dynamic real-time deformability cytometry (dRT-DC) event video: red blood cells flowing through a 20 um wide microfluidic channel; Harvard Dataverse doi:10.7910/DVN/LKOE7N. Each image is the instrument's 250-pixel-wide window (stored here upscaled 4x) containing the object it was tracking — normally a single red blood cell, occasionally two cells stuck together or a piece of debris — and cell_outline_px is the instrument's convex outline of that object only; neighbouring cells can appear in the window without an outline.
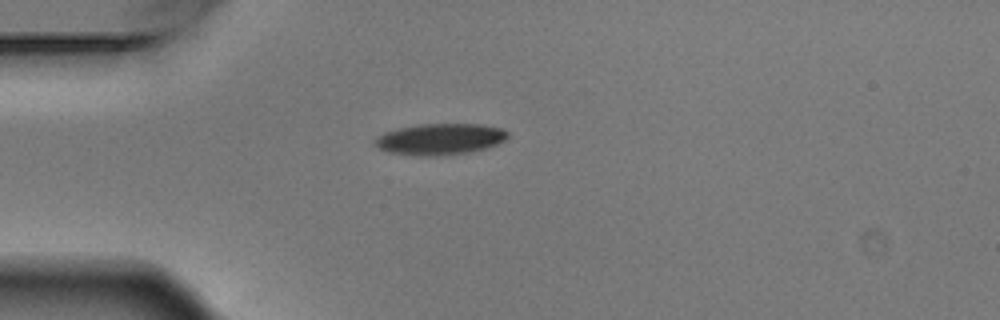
{"species": "Egyptian fruit bat (a non-hibernating species)", "species_latin": "Rousettus aegyptiacus", "temperature_condition": "warm", "stored_images_in_passage": 2, "camera_frame_rate_fps": 3000, "um_per_image_px": 0.085, "animal": {"sex": "male"}, "frame": {"image": 1, "passage_image": 1, "time_ms": 0.0, "image_size_px": [1000, 320], "cell_outline_px": [[508, 136], [504, 140], [488, 148], [472, 152], [436, 156], [424, 156], [388, 152], [376, 148], [372, 144], [372, 140], [376, 136], [384, 132], [400, 128], [420, 124], [480, 124], [504, 128], [508, 132]], "centroid_in_image_um": [37.37, 11.83], "position_along_channel_um": 47.6, "area_um2": 24.51}}